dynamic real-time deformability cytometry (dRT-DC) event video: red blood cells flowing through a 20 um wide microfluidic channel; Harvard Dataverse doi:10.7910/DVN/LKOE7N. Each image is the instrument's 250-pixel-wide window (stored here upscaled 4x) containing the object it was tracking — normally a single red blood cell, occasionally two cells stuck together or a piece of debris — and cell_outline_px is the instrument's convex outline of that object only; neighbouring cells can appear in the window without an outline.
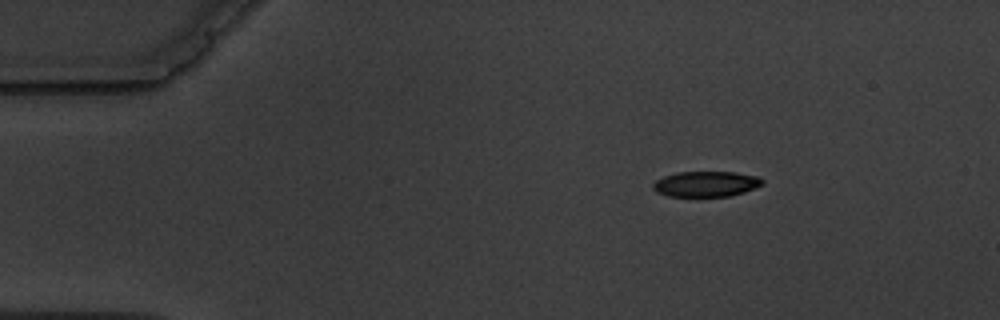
{"species": "common noctule bat (a hibernating species)", "species_latin": "Nyctalus noctula", "temperature_condition": "warm", "stored_images_in_passage": 6, "camera_frame_rate_fps": 3000, "um_per_image_px": 0.085, "animal": {"sex": "male", "body_mass_g": 19.5, "forearm_length_mm": 54.6}, "frame": {"image": 1, "passage_image": 1, "time_ms": 0.0, "image_size_px": [1000, 320], "cell_outline_px": [[764, 184], [744, 192], [728, 196], [668, 196], [656, 192], [652, 188], [652, 184], [656, 180], [664, 176], [676, 172], [736, 172], [756, 176], [764, 180]], "centroid_in_image_um": [60.0, 15.63], "position_along_channel_um": 25.0, "area_um2": 16.24}}
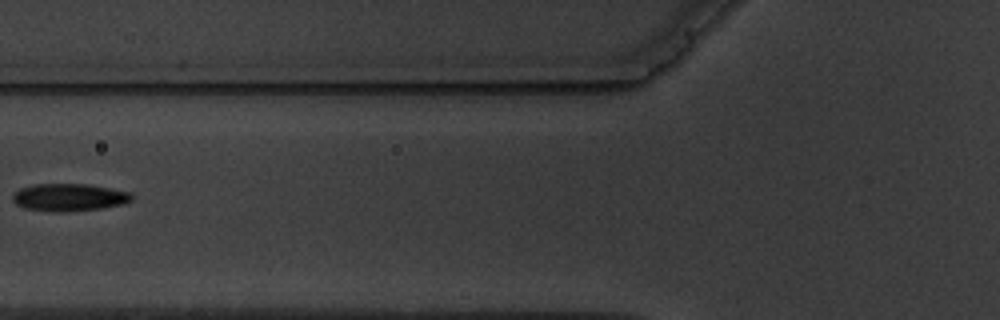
{"frame": {"image": 2, "passage_image": 5, "time_ms": 4.667, "image_size_px": [1000, 320], "cell_outline_px": [[132, 200], [124, 204], [100, 208], [64, 212], [56, 212], [24, 208], [16, 204], [12, 200], [12, 192], [20, 188], [36, 184], [88, 184], [128, 192], [132, 196]], "centroid_in_image_um": [5.82, 16.77], "position_along_channel_um": 120.0, "area_um2": 19.02}}
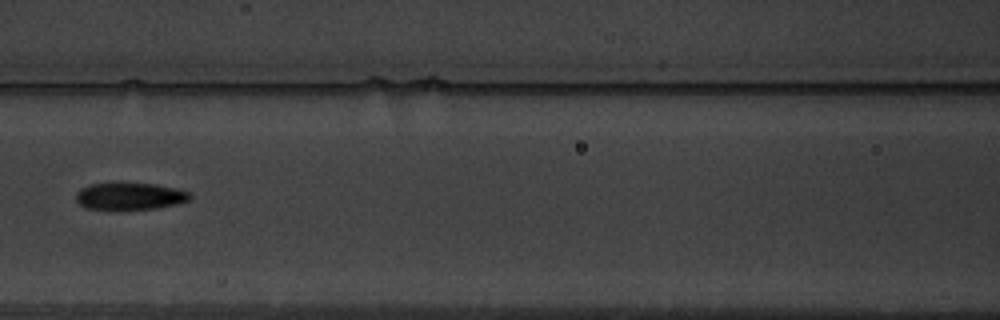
{"frame": {"image": 3, "passage_image": 6, "time_ms": 5.667, "image_size_px": [1000, 320], "cell_outline_px": [[192, 196], [188, 200], [176, 204], [156, 208], [124, 212], [112, 212], [84, 208], [76, 200], [76, 192], [80, 188], [92, 184], [156, 184], [176, 188], [188, 192]], "centroid_in_image_um": [10.98, 16.74], "position_along_channel_um": 155.6, "area_um2": 18.55}}